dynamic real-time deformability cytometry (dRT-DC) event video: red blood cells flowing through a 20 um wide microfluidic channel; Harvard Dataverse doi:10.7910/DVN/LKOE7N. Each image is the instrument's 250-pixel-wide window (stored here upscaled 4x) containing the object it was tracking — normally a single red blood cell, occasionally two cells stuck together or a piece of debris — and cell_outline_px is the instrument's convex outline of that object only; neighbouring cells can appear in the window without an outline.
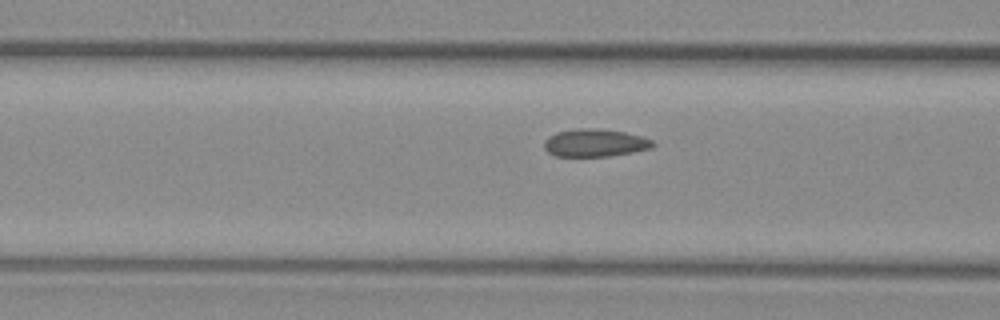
{"species": "common noctule bat (a hibernating species)", "species_latin": "Nyctalus noctula", "temperature_condition": "warm", "stored_images_in_passage": 10, "camera_frame_rate_fps": 3000, "um_per_image_px": 0.085, "animal": {"sex": "female", "body_mass_g": 29.2, "forearm_length_mm": 56.3}, "frame": {"image": 1, "passage_image": 4, "time_ms": 1.0, "image_size_px": [1000, 320], "cell_outline_px": [[656, 144], [652, 148], [632, 152], [608, 156], [556, 156], [548, 152], [544, 148], [544, 140], [548, 136], [556, 132], [576, 128], [596, 128], [624, 132], [644, 136], [652, 140]], "centroid_in_image_um": [50.57, 12.13], "position_along_channel_um": 116.0, "area_um2": 17.69}}
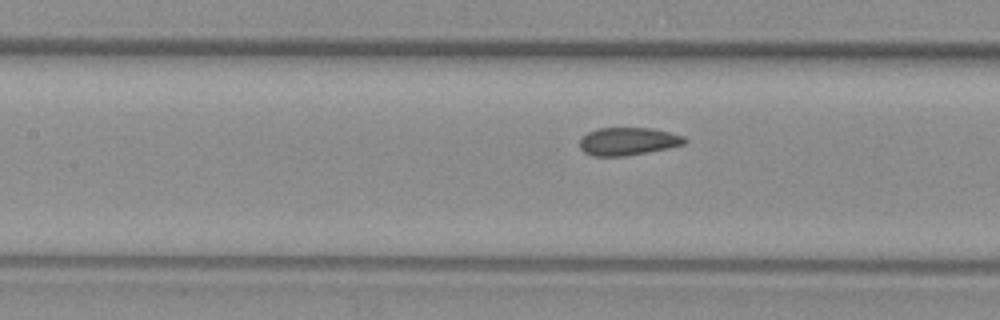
{"frame": {"image": 2, "passage_image": 7, "time_ms": 2.0, "image_size_px": [1000, 320], "cell_outline_px": [[688, 140], [684, 144], [668, 148], [648, 152], [624, 156], [592, 156], [584, 152], [580, 148], [580, 140], [588, 132], [600, 128], [652, 128], [684, 136]], "centroid_in_image_um": [53.39, 12.02], "position_along_channel_um": 154.0, "area_um2": 16.94}}